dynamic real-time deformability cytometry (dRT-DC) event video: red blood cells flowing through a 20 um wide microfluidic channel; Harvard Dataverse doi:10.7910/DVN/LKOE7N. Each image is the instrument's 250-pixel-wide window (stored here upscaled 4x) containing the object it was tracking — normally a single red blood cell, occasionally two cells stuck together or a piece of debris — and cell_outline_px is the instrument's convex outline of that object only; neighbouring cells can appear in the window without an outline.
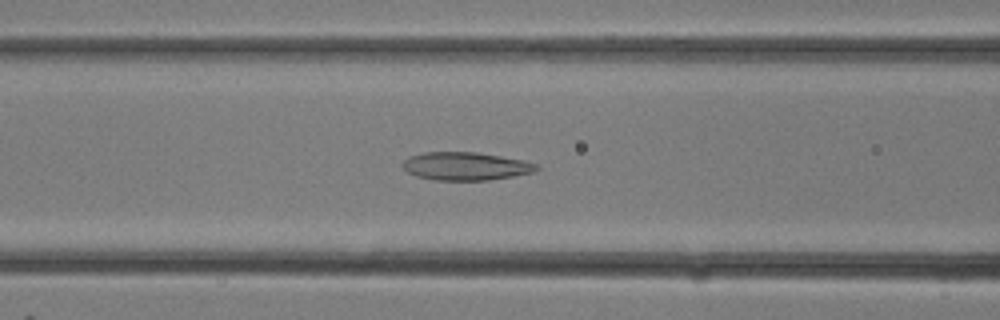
{"species": "common noctule bat (a hibernating species)", "species_latin": "Nyctalus noctula", "temperature_condition": "room temperature", "stored_images_in_passage": 13, "camera_frame_rate_fps": 3000, "um_per_image_px": 0.085, "animal": {"sex": "female"}, "frame": {"image": 1, "passage_image": 11, "time_ms": 3.333, "image_size_px": [1000, 320], "cell_outline_px": [[540, 168], [536, 172], [488, 180], [436, 180], [416, 176], [408, 172], [400, 164], [408, 156], [424, 152], [476, 152], [524, 160], [536, 164]], "centroid_in_image_um": [39.57, 14.12], "position_along_channel_um": 127.0, "area_um2": 21.96}}
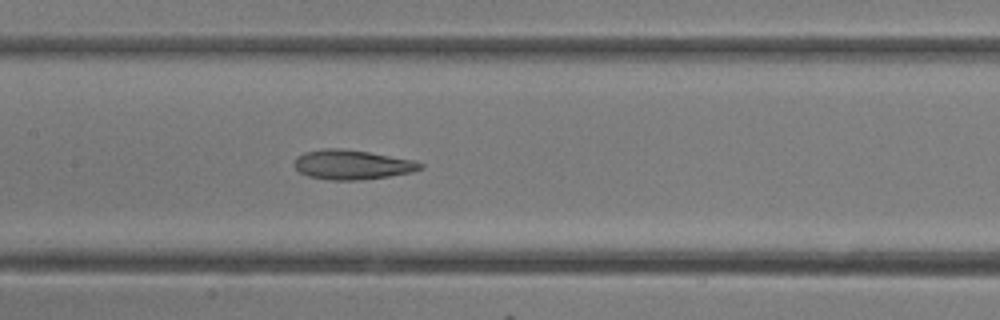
{"frame": {"image": 2, "passage_image": 13, "time_ms": 4.0, "image_size_px": [1000, 320], "cell_outline_px": [[424, 168], [412, 172], [388, 176], [360, 180], [328, 180], [308, 176], [300, 172], [292, 164], [296, 156], [304, 152], [324, 148], [340, 148], [368, 152], [416, 160], [424, 164]], "centroid_in_image_um": [29.92, 13.99], "position_along_channel_um": 177.5, "area_um2": 21.91}}